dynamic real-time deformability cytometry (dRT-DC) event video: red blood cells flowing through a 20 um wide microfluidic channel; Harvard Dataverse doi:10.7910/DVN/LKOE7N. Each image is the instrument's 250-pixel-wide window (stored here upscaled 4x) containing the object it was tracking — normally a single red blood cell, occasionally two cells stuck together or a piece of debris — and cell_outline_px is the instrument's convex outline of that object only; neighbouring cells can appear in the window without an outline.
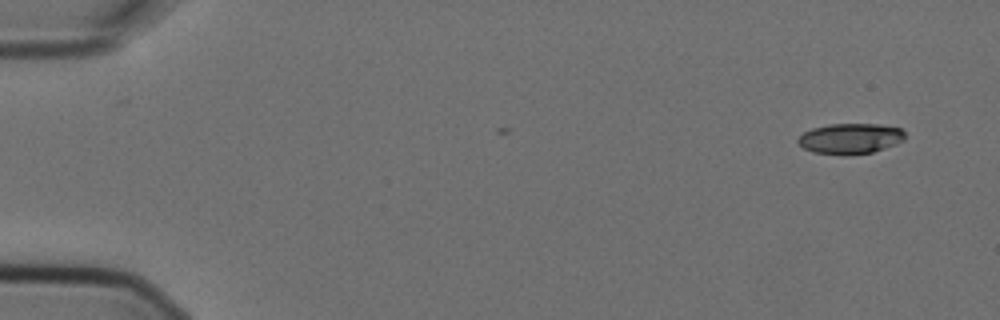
{"species": "Egyptian fruit bat (a non-hibernating species)", "species_latin": "Rousettus aegyptiacus", "temperature_condition": "cold", "stored_images_in_passage": 5, "camera_frame_rate_fps": 3000, "um_per_image_px": 0.085, "animal": {"sex": "female"}, "frame": {"image": 1, "passage_image": 1, "time_ms": 0.0, "image_size_px": [1000, 320], "cell_outline_px": [[904, 140], [896, 144], [872, 152], [844, 156], [812, 152], [804, 148], [796, 140], [804, 132], [812, 128], [832, 124], [880, 124], [900, 128], [904, 132]], "centroid_in_image_um": [72.27, 11.79], "position_along_channel_um": 12.7, "area_um2": 19.07}}
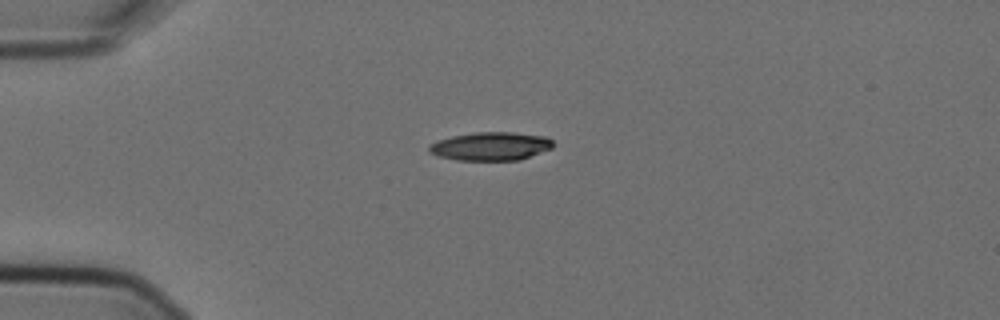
{"frame": {"image": 2, "passage_image": 4, "time_ms": 1.0, "image_size_px": [1000, 320], "cell_outline_px": [[552, 148], [520, 160], [456, 160], [440, 156], [428, 152], [428, 144], [436, 140], [452, 136], [476, 132], [512, 132], [548, 136], [552, 140]], "centroid_in_image_um": [41.69, 12.42], "position_along_channel_um": 43.3, "area_um2": 20.63}}